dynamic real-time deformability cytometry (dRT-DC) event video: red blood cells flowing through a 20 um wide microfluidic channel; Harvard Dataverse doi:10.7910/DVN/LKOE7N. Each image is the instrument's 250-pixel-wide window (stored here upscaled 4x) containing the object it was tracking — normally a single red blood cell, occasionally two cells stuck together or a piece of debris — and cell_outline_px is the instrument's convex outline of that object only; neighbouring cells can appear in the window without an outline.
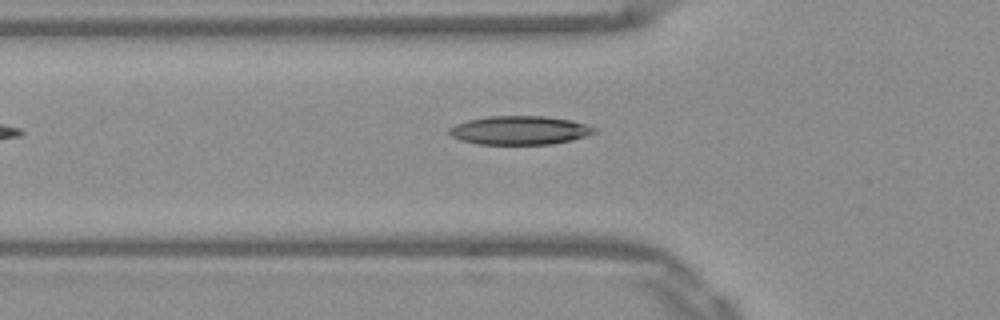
{"species": "Egyptian fruit bat (a non-hibernating species)", "species_latin": "Rousettus aegyptiacus", "temperature_condition": "warm", "stored_images_in_passage": 37, "camera_frame_rate_fps": 3000, "um_per_image_px": 0.085, "frame": {"image": 1, "passage_image": 3, "time_ms": 0.667, "image_size_px": [1000, 320], "cell_outline_px": [[596, 132], [572, 140], [552, 144], [480, 144], [460, 140], [452, 136], [448, 132], [448, 128], [456, 124], [468, 120], [488, 116], [544, 116], [572, 120], [596, 128]], "centroid_in_image_um": [44.16, 11.07], "position_along_channel_um": 81.6, "area_um2": 24.16}}
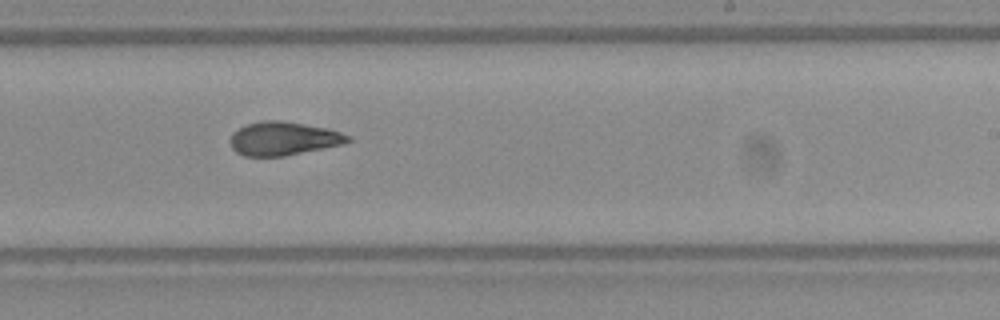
{"frame": {"image": 2, "passage_image": 17, "time_ms": 5.333, "image_size_px": [1000, 320], "cell_outline_px": [[352, 140], [340, 144], [284, 156], [244, 156], [236, 152], [232, 148], [232, 132], [244, 124], [264, 120], [280, 120], [328, 128], [352, 136]], "centroid_in_image_um": [24.07, 11.76], "position_along_channel_um": 264.9, "area_um2": 22.83}}
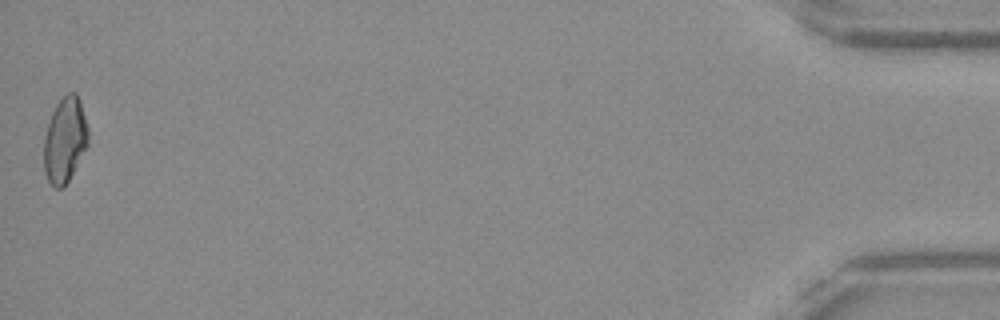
{"frame": {"image": 3, "passage_image": 37, "time_ms": 12.0, "image_size_px": [1000, 320], "cell_outline_px": [[88, 144], [64, 188], [56, 188], [48, 180], [44, 172], [44, 136], [52, 112], [56, 104], [68, 92], [76, 92], [80, 100], [88, 128]], "centroid_in_image_um": [5.51, 11.89], "position_along_channel_um": 429.7, "area_um2": 21.91}, "authors_computed_cell_mechanics": {"area_um2": 23.0044, "velocity_mm_per_s": 3.9093, "shape_relaxation_time_tau1_ms": null, "shape_relaxation_time_tau2_ms": 3.4844, "deformation_change_tau1": null, "deformation_change_tau2": 0.113}}